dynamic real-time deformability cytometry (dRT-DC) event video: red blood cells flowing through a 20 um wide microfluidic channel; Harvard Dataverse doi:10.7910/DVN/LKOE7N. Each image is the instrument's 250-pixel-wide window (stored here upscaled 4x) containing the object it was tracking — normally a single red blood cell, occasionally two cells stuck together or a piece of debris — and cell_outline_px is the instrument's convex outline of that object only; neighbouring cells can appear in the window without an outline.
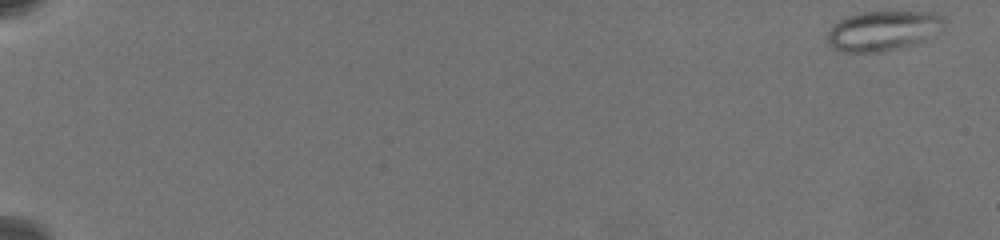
{"species": "common noctule bat (a hibernating species)", "species_latin": "Nyctalus noctula", "temperature_condition": "warm", "stored_images_in_passage": 55, "camera_frame_rate_fps": 3000, "um_per_image_px": 0.085, "animal": {"sex": "female", "body_mass_g": 19.5, "forearm_length_mm": 54.1}, "frame": {"image": 1, "passage_image": 1, "time_ms": 0.0, "image_size_px": [1000, 240], "cell_outline_px": [[944, 28], [936, 36], [912, 44], [884, 52], [844, 52], [832, 48], [828, 44], [828, 32], [840, 20], [848, 16], [864, 12], [936, 12], [944, 16]], "centroid_in_image_um": [75.12, 2.62], "position_along_channel_um": 9.9, "area_um2": 27.22}}
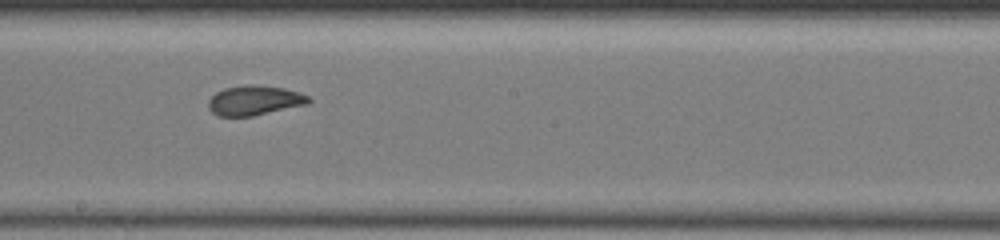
{"frame": {"image": 2, "passage_image": 35, "time_ms": 12.667, "image_size_px": [1000, 240], "cell_outline_px": [[312, 100], [308, 104], [252, 116], [216, 116], [208, 108], [208, 100], [216, 92], [224, 88], [252, 84], [284, 88], [300, 92], [308, 96]], "centroid_in_image_um": [21.63, 8.53], "position_along_channel_um": 226.6, "area_um2": 17.4}}
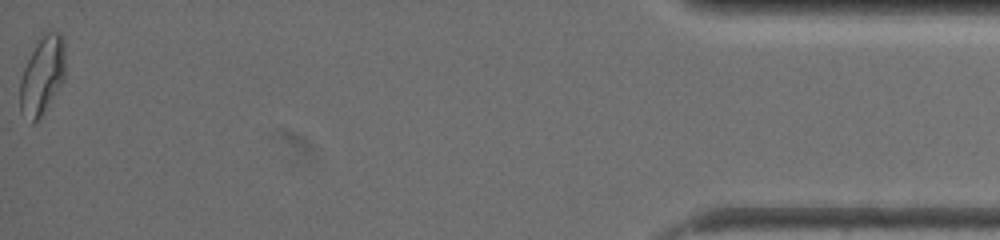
{"frame": {"image": 3, "passage_image": 55, "time_ms": 21.0, "image_size_px": [1000, 240], "cell_outline_px": [[64, 80], [40, 116], [32, 124], [20, 112], [20, 80], [24, 68], [36, 44], [48, 32], [60, 32], [64, 40]], "centroid_in_image_um": [3.58, 6.44], "position_along_channel_um": 431.6, "area_um2": 20.06}, "authors_computed_cell_mechanics": {"area_um2": 18.785, "velocity_mm_per_s": 3.414, "shape_relaxation_time_tau1_ms": null, "shape_relaxation_time_tau2_ms": 1.3307, "deformation_change_tau1": null, "deformation_change_tau2": 0.0727}}